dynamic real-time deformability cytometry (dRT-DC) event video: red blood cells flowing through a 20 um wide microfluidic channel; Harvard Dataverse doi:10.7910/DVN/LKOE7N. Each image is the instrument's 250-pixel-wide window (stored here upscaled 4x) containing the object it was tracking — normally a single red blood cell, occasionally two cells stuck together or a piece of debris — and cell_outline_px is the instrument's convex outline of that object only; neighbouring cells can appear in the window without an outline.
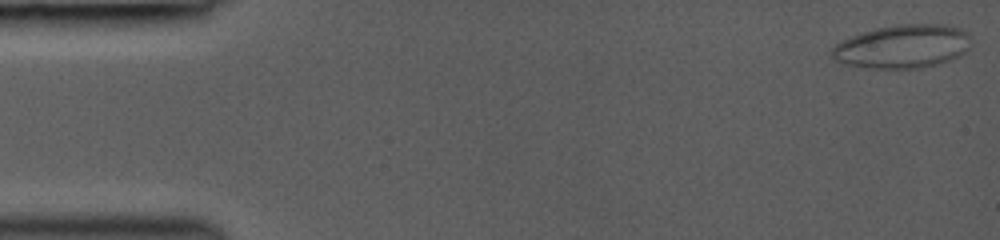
{"species": "common noctule bat (a hibernating species)", "species_latin": "Nyctalus noctula", "temperature_condition": "room temperature", "stored_images_in_passage": 42, "camera_frame_rate_fps": 3000, "um_per_image_px": 0.085, "animal": {"sex": "female", "body_mass_g": 19.0, "forearm_length_mm": 53.3}, "frame": {"image": 1, "passage_image": 1, "time_ms": 0.0, "image_size_px": [1000, 240], "cell_outline_px": [[972, 44], [960, 56], [924, 68], [864, 68], [848, 64], [836, 60], [828, 52], [836, 44], [860, 32], [876, 28], [896, 24], [948, 24], [960, 28], [968, 32], [972, 36]], "centroid_in_image_um": [76.76, 3.93], "position_along_channel_um": 8.2, "area_um2": 35.6}}
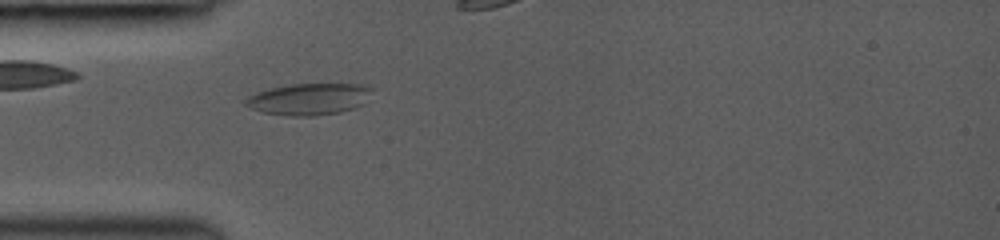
{"frame": {"image": 2, "passage_image": 15, "time_ms": 4.667, "image_size_px": [1000, 240], "cell_outline_px": [[372, 88], [364, 104], [356, 108], [340, 112], [312, 116], [288, 116], [264, 112], [248, 108], [244, 104], [244, 100], [248, 96], [256, 92], [268, 88], [292, 84], [360, 84]], "centroid_in_image_um": [26.22, 8.43], "position_along_channel_um": 58.8, "area_um2": 23.41}}
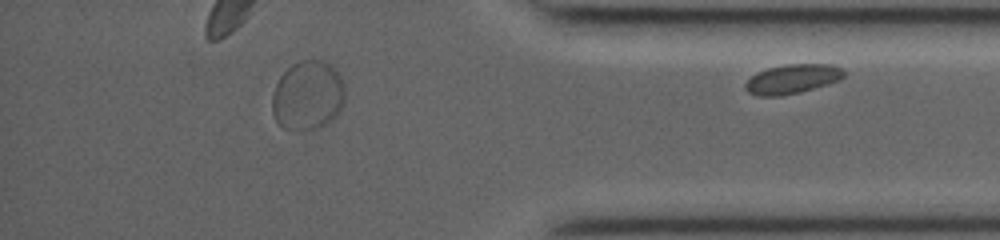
{"frame": {"image": 3, "passage_image": 42, "time_ms": 13.667, "image_size_px": [1000, 240], "cell_outline_px": [[844, 76], [840, 80], [828, 84], [800, 92], [780, 96], [760, 96], [748, 92], [744, 88], [744, 84], [756, 72], [768, 68], [788, 64], [832, 64], [844, 68]], "centroid_in_image_um": [67.36, 6.71], "position_along_channel_um": 367.8, "area_um2": 16.94}}